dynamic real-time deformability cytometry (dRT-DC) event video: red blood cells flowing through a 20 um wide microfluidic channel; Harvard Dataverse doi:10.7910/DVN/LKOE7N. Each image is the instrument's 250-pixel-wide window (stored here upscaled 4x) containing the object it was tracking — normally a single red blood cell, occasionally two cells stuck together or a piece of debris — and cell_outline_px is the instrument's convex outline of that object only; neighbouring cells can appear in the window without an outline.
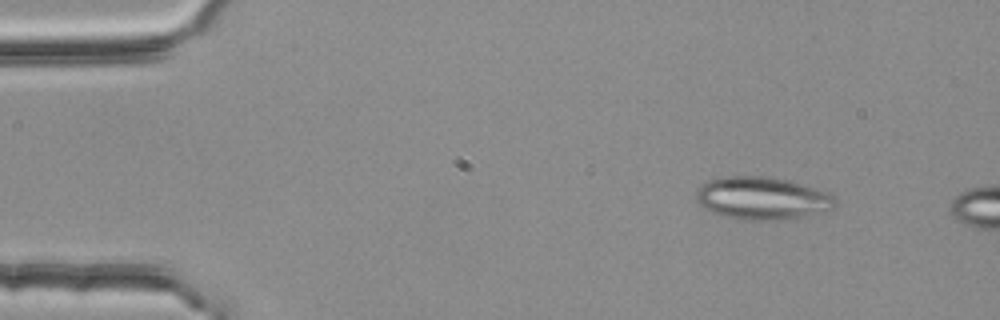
{"species": "common noctule bat (a hibernating species)", "species_latin": "Nyctalus noctula", "temperature_condition": "room temperature", "stored_images_in_passage": 3, "camera_frame_rate_fps": 3000, "um_per_image_px": 0.085, "animal": {"sex": "female", "body_mass_g": 25.1}, "frame": {"image": 1, "passage_image": 2, "time_ms": 0.333, "image_size_px": [1000, 320], "cell_outline_px": [[836, 204], [832, 208], [800, 216], [776, 220], [740, 220], [724, 216], [712, 212], [704, 208], [696, 200], [696, 192], [708, 180], [720, 176], [764, 176], [788, 180], [828, 192], [836, 196]], "centroid_in_image_um": [64.75, 16.84], "position_along_channel_um": 20.3, "area_um2": 34.33}}